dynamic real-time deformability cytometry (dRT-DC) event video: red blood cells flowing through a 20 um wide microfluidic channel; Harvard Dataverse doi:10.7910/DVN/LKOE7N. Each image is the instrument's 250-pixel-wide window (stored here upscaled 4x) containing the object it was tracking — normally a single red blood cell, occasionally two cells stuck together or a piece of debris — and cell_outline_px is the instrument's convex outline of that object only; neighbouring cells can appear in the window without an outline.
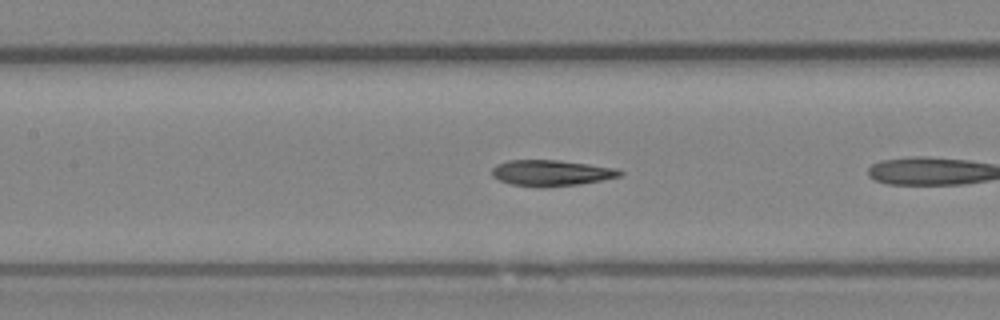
{"species": "Egyptian fruit bat (a non-hibernating species)", "species_latin": "Rousettus aegyptiacus", "temperature_condition": "room temperature", "stored_images_in_passage": 9, "camera_frame_rate_fps": 3000, "um_per_image_px": 0.085, "animal": {"sex": "female"}, "frame": {"image": 1, "passage_image": 8, "time_ms": 2.333, "image_size_px": [1000, 320], "cell_outline_px": [[624, 172], [620, 176], [580, 184], [544, 188], [540, 188], [512, 184], [500, 180], [492, 176], [492, 168], [496, 164], [508, 160], [560, 160], [620, 168]], "centroid_in_image_um": [46.88, 14.7], "position_along_channel_um": 160.5, "area_um2": 19.59}}